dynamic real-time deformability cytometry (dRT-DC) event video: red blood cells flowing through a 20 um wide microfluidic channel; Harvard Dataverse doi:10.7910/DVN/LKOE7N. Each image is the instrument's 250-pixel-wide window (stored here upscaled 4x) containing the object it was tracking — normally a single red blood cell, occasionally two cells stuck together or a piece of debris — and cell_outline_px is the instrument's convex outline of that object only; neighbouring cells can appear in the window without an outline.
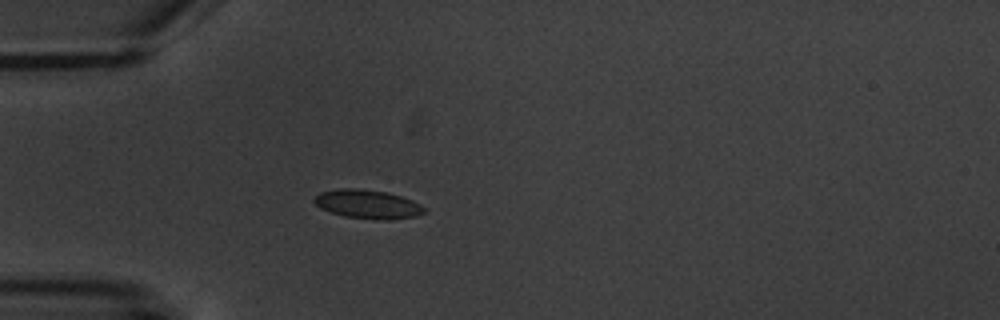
{"species": "common noctule bat (a hibernating species)", "species_latin": "Nyctalus noctula", "temperature_condition": "warm", "stored_images_in_passage": 6, "camera_frame_rate_fps": 3000, "um_per_image_px": 0.085, "animal": {"sex": "male", "body_mass_g": 20.1, "forearm_length_mm": 53.5}, "frame": {"image": 1, "passage_image": 5, "time_ms": 4.667, "image_size_px": [1000, 320], "cell_outline_px": [[428, 212], [416, 216], [388, 220], [376, 220], [344, 216], [320, 208], [312, 200], [320, 192], [340, 188], [356, 188], [388, 192], [412, 200], [420, 204]], "centroid_in_image_um": [31.27, 17.36], "position_along_channel_um": 53.7, "area_um2": 18.55}}